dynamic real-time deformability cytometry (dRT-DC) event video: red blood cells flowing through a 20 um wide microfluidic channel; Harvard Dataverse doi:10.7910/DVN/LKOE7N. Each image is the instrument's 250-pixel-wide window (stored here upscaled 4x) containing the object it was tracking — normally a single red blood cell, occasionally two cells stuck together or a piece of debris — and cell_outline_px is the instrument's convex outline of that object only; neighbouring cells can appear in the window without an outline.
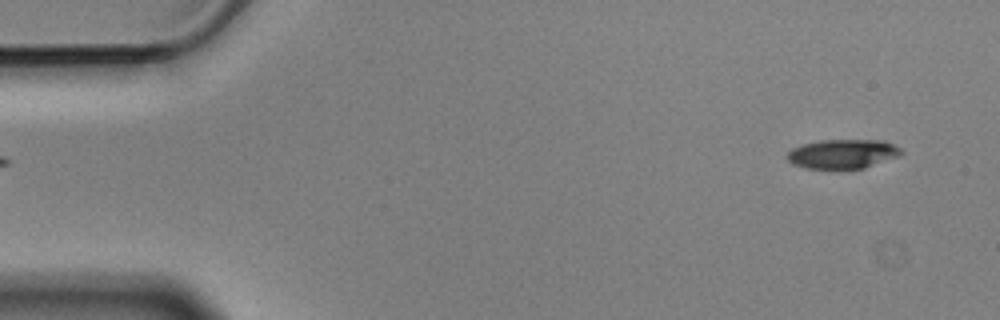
{"species": "Egyptian fruit bat (a non-hibernating species)", "species_latin": "Rousettus aegyptiacus", "temperature_condition": "cold", "stored_images_in_passage": 5, "segment_of_instrument_passage": [2, 2], "camera_frame_rate_fps": 3000, "um_per_image_px": 0.085, "animal": {"sex": "male"}, "frame": {"image": 1, "passage_image": 5, "time_ms": 1.333, "image_size_px": [1000, 320], "cell_outline_px": [[904, 152], [900, 156], [864, 168], [808, 168], [792, 164], [788, 160], [788, 152], [792, 148], [804, 144], [820, 140], [884, 140], [900, 148]], "centroid_in_image_um": [71.66, 13.07], "position_along_channel_um": 13.3, "area_um2": 19.31}}